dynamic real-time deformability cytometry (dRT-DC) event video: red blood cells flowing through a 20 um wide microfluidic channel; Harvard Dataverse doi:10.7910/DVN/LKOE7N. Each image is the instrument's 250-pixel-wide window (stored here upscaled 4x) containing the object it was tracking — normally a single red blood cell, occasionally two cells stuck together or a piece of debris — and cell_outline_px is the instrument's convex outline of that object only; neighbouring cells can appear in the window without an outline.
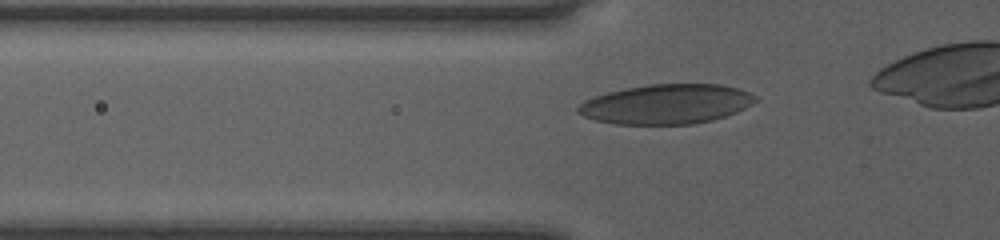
{"species": "human", "species_latin": "Homo sapiens", "temperature_condition": "room temperature", "stored_images_in_passage": 12, "camera_frame_rate_fps": 3000, "um_per_image_px": 0.085, "donor": {"sex": "female"}, "frame": {"image": 1, "passage_image": 7, "time_ms": 2.0, "image_size_px": [1000, 240], "cell_outline_px": [[760, 100], [736, 112], [712, 120], [692, 124], [616, 124], [596, 120], [584, 116], [576, 112], [576, 108], [584, 100], [608, 92], [648, 84], [720, 84], [740, 88], [756, 96]], "centroid_in_image_um": [56.66, 8.84], "position_along_channel_um": 69.1, "area_um2": 40.98}}
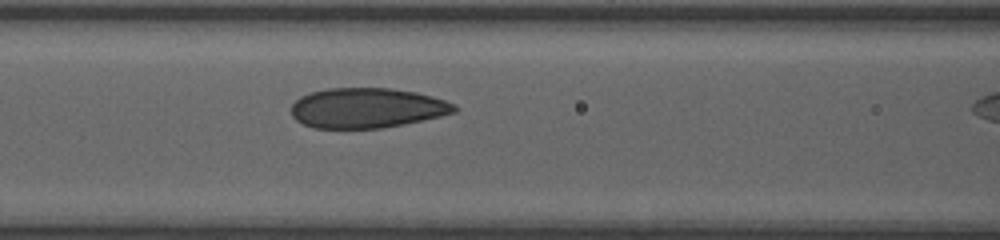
{"frame": {"image": 2, "passage_image": 12, "time_ms": 3.667, "image_size_px": [1000, 240], "cell_outline_px": [[460, 108], [456, 112], [440, 116], [404, 124], [380, 128], [312, 128], [296, 120], [292, 116], [292, 104], [300, 96], [312, 92], [328, 88], [388, 88], [416, 92], [432, 96], [456, 104]], "centroid_in_image_um": [31.21, 9.18], "position_along_channel_um": 135.4, "area_um2": 38.09}}